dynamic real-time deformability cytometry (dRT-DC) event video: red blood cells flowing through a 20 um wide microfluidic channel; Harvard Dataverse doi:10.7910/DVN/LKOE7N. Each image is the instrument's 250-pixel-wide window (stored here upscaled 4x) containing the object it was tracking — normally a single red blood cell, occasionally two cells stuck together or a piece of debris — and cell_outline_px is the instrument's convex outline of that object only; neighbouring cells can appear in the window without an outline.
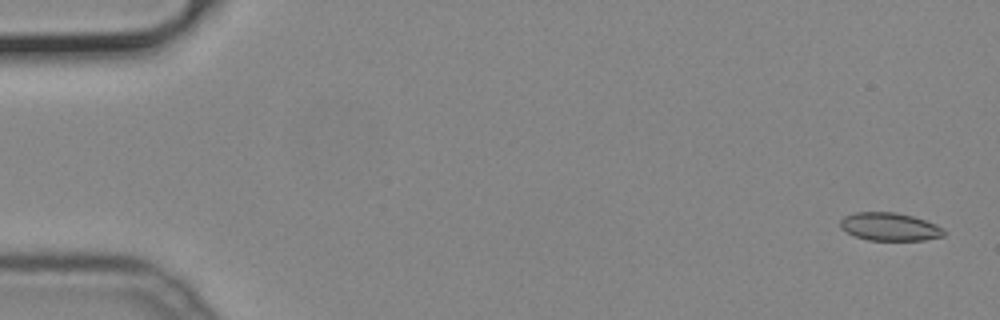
{"species": "common noctule bat (a hibernating species)", "species_latin": "Nyctalus noctula", "temperature_condition": "cold", "stored_images_in_passage": 52, "camera_frame_rate_fps": 3000, "um_per_image_px": 0.085, "animal": {"sex": "male", "body_mass_g": 19.2, "forearm_length_mm": 51.8}, "frame": {"image": 1, "passage_image": 2, "time_ms": 0.333, "image_size_px": [1000, 320], "cell_outline_px": [[944, 236], [924, 240], [868, 240], [856, 236], [840, 228], [840, 220], [844, 216], [856, 212], [896, 212], [912, 216], [936, 224], [944, 228]], "centroid_in_image_um": [75.62, 19.27], "position_along_channel_um": 9.4, "area_um2": 16.88}}
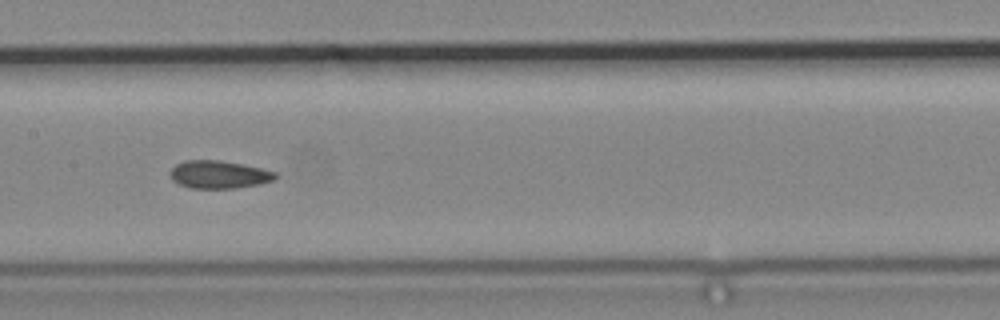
{"frame": {"image": 2, "passage_image": 26, "time_ms": 8.333, "image_size_px": [1000, 320], "cell_outline_px": [[276, 180], [260, 184], [236, 188], [188, 188], [172, 180], [168, 172], [176, 164], [184, 160], [220, 160], [260, 168], [276, 172]], "centroid_in_image_um": [18.58, 14.84], "position_along_channel_um": 188.8, "area_um2": 17.11}}
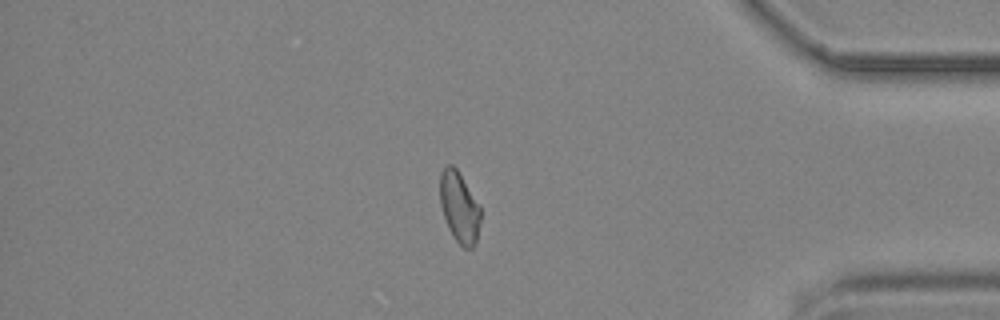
{"frame": {"image": 3, "passage_image": 44, "time_ms": 14.333, "image_size_px": [1000, 320], "cell_outline_px": [[480, 220], [476, 240], [472, 248], [464, 248], [452, 236], [448, 228], [440, 204], [440, 172], [448, 164], [452, 164], [456, 168], [480, 208]], "centroid_in_image_um": [39.01, 17.62], "position_along_channel_um": 396.2, "area_um2": 16.36}}